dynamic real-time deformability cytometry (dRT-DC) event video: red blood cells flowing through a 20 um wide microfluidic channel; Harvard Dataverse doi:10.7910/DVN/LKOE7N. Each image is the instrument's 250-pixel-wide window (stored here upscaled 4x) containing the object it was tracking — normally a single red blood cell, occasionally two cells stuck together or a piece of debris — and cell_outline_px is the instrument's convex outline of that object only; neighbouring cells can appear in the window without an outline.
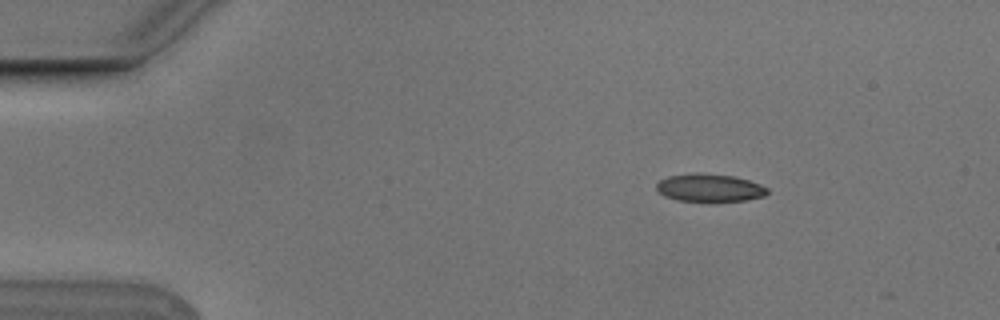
{"species": "Egyptian fruit bat (a non-hibernating species)", "species_latin": "Rousettus aegyptiacus", "temperature_condition": "cold", "stored_images_in_passage": 5, "camera_frame_rate_fps": 3000, "um_per_image_px": 0.085, "animal": {"sex": "male"}, "frame": {"image": 1, "passage_image": 2, "time_ms": 0.333, "image_size_px": [1000, 320], "cell_outline_px": [[768, 192], [764, 196], [744, 200], [676, 200], [664, 196], [656, 188], [656, 184], [660, 180], [668, 176], [692, 172], [704, 172], [736, 176], [760, 184], [768, 188]], "centroid_in_image_um": [60.3, 15.92], "position_along_channel_um": 24.7, "area_um2": 17.92}}